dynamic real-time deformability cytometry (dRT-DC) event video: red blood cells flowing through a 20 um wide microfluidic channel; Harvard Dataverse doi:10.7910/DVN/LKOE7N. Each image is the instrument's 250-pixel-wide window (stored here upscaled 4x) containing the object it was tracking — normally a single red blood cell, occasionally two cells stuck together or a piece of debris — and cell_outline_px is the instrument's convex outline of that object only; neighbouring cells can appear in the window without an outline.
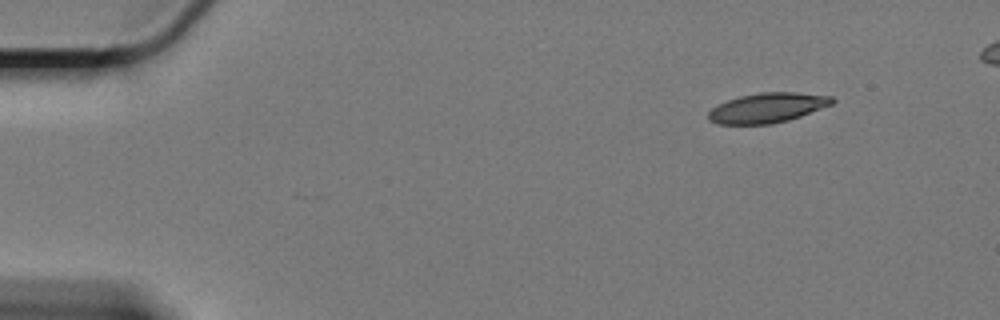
{"species": "Egyptian fruit bat (a non-hibernating species)", "species_latin": "Rousettus aegyptiacus", "temperature_condition": "cold", "stored_images_in_passage": 11, "camera_frame_rate_fps": 3000, "um_per_image_px": 0.085, "animal": {"sex": "female"}, "frame": {"image": 1, "passage_image": 1, "time_ms": 0.0, "image_size_px": [1000, 320], "cell_outline_px": [[836, 100], [832, 104], [800, 116], [788, 120], [772, 124], [716, 124], [708, 120], [708, 112], [716, 104], [740, 96], [760, 92], [796, 92], [832, 96]], "centroid_in_image_um": [65.2, 9.16], "position_along_channel_um": 19.8, "area_um2": 21.56}}